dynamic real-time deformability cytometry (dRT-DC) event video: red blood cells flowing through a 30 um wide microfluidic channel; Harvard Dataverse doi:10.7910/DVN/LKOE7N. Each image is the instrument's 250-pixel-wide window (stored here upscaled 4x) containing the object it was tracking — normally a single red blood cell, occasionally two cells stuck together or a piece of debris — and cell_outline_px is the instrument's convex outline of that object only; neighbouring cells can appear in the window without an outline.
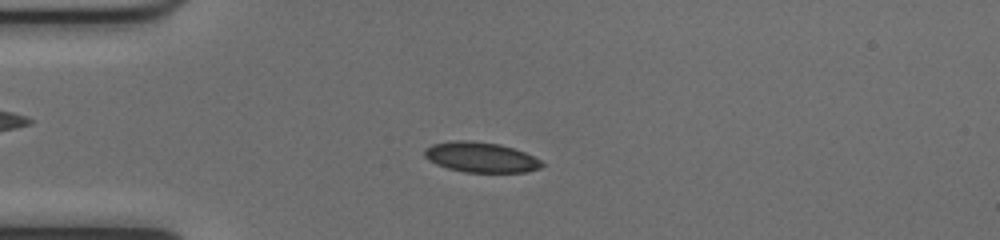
{"species": "common noctule bat (a hibernating species)", "species_latin": "Nyctalus noctula", "temperature_condition": "cold", "stored_images_in_passage": 51, "camera_frame_rate_fps": 3000, "um_per_image_px": 0.085, "animal": {"sex": "female", "body_mass_g": 17.0, "forearm_length_mm": 48.0}, "frame": {"image": 1, "passage_image": 13, "time_ms": 4.0, "image_size_px": [1000, 240], "cell_outline_px": [[544, 164], [540, 168], [528, 172], [464, 172], [448, 168], [436, 164], [428, 160], [424, 156], [424, 148], [432, 144], [452, 140], [468, 140], [500, 144], [524, 152], [540, 160]], "centroid_in_image_um": [40.83, 13.36], "position_along_channel_um": 44.2, "area_um2": 20.69}}
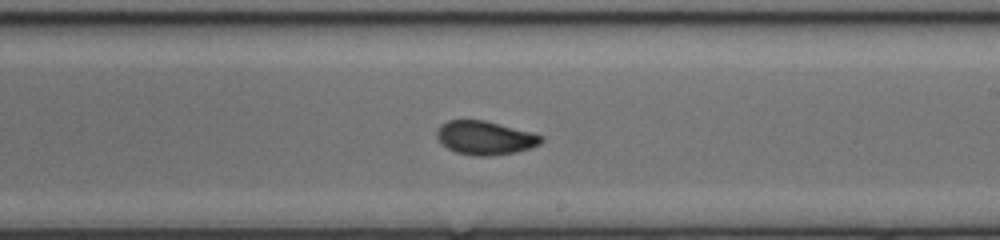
{"frame": {"image": 2, "passage_image": 30, "time_ms": 9.667, "image_size_px": [1000, 240], "cell_outline_px": [[544, 140], [540, 144], [516, 152], [488, 156], [476, 156], [456, 152], [440, 144], [436, 136], [436, 132], [440, 124], [448, 120], [484, 120], [532, 132], [544, 136]], "centroid_in_image_um": [41.21, 11.71], "position_along_channel_um": 247.8, "area_um2": 20.58}}
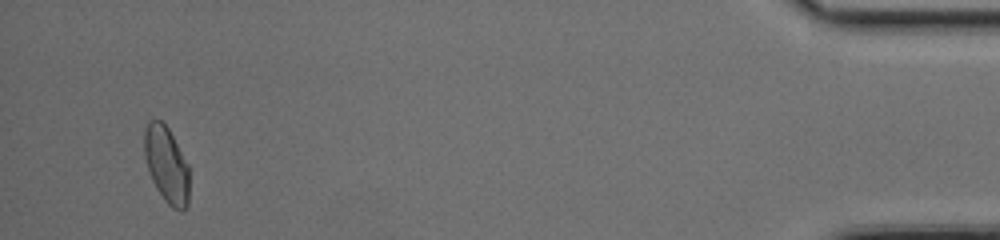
{"frame": {"image": 3, "passage_image": 49, "time_ms": 16.0, "image_size_px": [1000, 240], "cell_outline_px": [[188, 204], [184, 212], [180, 212], [172, 208], [164, 200], [156, 188], [152, 180], [144, 156], [144, 128], [148, 120], [160, 120], [168, 128], [188, 164]], "centroid_in_image_um": [14.14, 14.02], "position_along_channel_um": 421.1, "area_um2": 20.06}, "authors_computed_cell_mechanics": {"area_um2": 20.23, "velocity_mm_per_s": 3.9987, "shape_relaxation_time_tau1_ms": null, "shape_relaxation_time_tau2_ms": 1.3224, "deformation_change_tau1": null, "deformation_change_tau2": 0.0615}}